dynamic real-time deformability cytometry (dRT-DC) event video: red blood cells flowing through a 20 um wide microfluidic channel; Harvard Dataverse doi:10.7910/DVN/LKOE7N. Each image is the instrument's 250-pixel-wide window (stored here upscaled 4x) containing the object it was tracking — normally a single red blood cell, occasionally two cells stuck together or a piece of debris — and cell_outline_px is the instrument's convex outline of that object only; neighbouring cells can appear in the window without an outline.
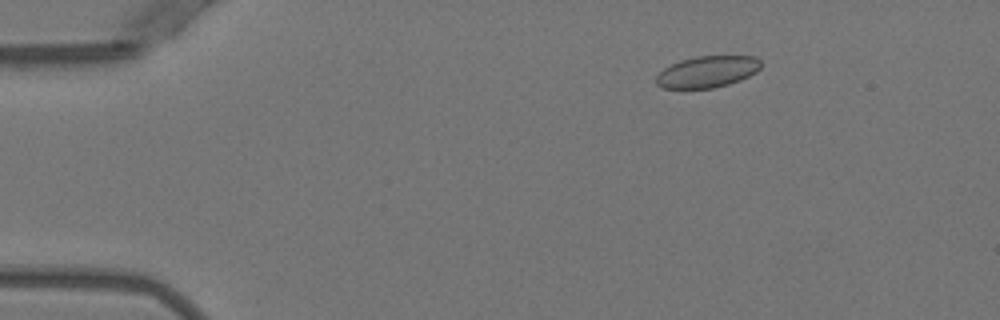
{"species": "Egyptian fruit bat (a non-hibernating species)", "species_latin": "Rousettus aegyptiacus", "temperature_condition": "warm", "stored_images_in_passage": 53, "camera_frame_rate_fps": 3000, "um_per_image_px": 0.085, "animal": {"sex": "female"}, "frame": {"image": 1, "passage_image": 9, "time_ms": 2.667, "image_size_px": [1000, 320], "cell_outline_px": [[760, 68], [756, 72], [740, 80], [728, 84], [712, 88], [664, 88], [656, 84], [656, 76], [664, 68], [680, 60], [696, 56], [756, 56], [760, 60]], "centroid_in_image_um": [60.12, 6.09], "position_along_channel_um": 24.9, "area_um2": 19.13}}
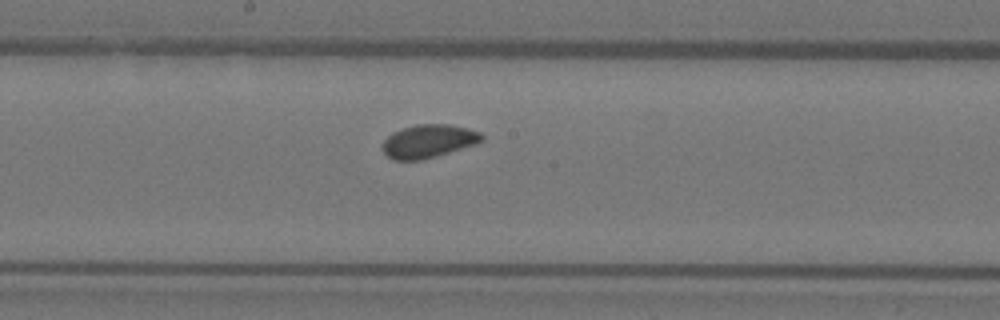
{"frame": {"image": 2, "passage_image": 29, "time_ms": 9.333, "image_size_px": [1000, 320], "cell_outline_px": [[484, 140], [476, 144], [424, 160], [392, 160], [384, 152], [384, 140], [392, 132], [416, 124], [448, 124], [468, 128], [480, 132], [484, 136]], "centroid_in_image_um": [36.46, 12.0], "position_along_channel_um": 211.7, "area_um2": 19.25}}
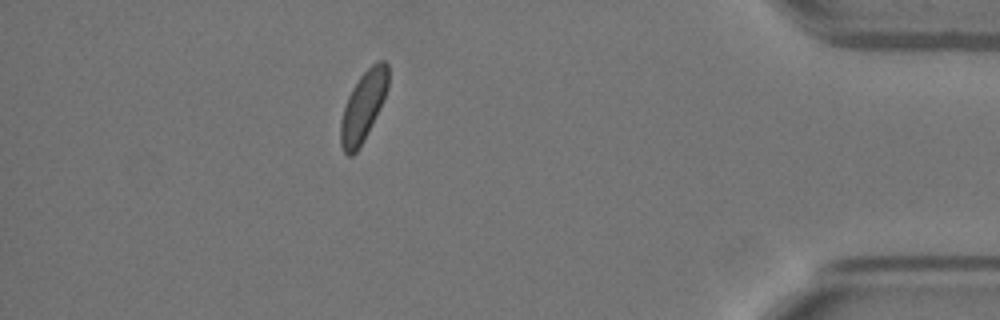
{"frame": {"image": 3, "passage_image": 47, "time_ms": 15.333, "image_size_px": [1000, 320], "cell_outline_px": [[388, 88], [380, 108], [364, 140], [356, 152], [352, 156], [348, 156], [344, 152], [340, 144], [340, 120], [348, 96], [352, 88], [360, 76], [376, 60], [384, 60], [388, 64]], "centroid_in_image_um": [30.87, 9.04], "position_along_channel_um": 404.3, "area_um2": 19.36}, "authors_computed_cell_mechanics": {"area_um2": 19.363, "velocity_mm_per_s": 3.9409, "shape_relaxation_time_tau1_ms": null, "shape_relaxation_time_tau2_ms": 4.2427, "deformation_change_tau1": null, "deformation_change_tau2": 0.0788}}